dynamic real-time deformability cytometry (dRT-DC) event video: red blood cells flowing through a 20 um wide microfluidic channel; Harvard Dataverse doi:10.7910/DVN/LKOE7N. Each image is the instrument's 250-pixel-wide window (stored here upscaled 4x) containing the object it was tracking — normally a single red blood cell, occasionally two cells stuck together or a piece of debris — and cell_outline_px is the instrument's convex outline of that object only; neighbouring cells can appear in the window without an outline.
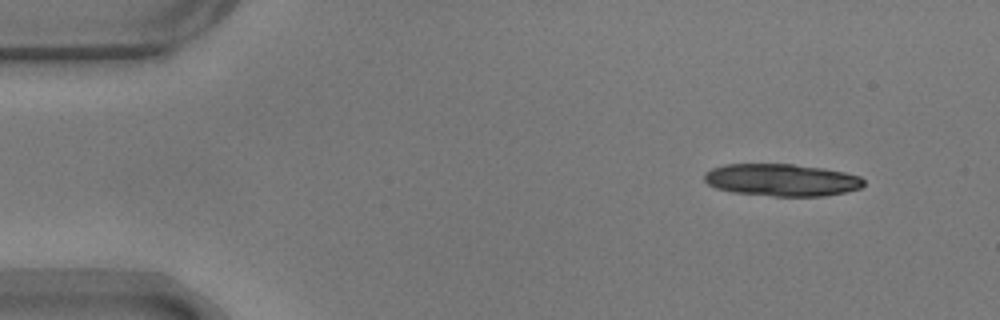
{"species": "common noctule bat (a hibernating species)", "species_latin": "Nyctalus noctula", "temperature_condition": "warm", "stored_images_in_passage": 51, "segment_of_instrument_passage": [1, 2], "camera_frame_rate_fps": 3000, "um_per_image_px": 0.085, "animal": {"sex": "male", "body_mass_g": 17.9}, "frame": {"image": 1, "passage_image": 1, "time_ms": 0.0, "image_size_px": [1000, 320], "cell_outline_px": [[864, 184], [860, 188], [844, 192], [824, 196], [772, 196], [732, 192], [716, 188], [708, 184], [704, 180], [704, 172], [712, 168], [724, 164], [792, 164], [820, 168], [844, 172], [860, 176], [864, 180]], "centroid_in_image_um": [66.41, 15.3], "position_along_channel_um": 18.6, "area_um2": 29.94}}